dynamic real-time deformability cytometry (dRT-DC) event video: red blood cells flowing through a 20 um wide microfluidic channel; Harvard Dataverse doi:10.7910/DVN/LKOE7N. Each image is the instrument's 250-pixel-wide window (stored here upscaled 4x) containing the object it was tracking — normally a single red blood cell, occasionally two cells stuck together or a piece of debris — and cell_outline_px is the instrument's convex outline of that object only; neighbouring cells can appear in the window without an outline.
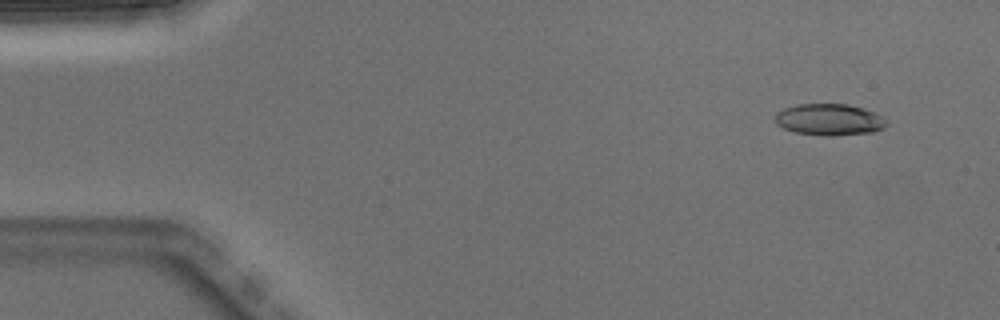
{"species": "Egyptian fruit bat (a non-hibernating species)", "species_latin": "Rousettus aegyptiacus", "temperature_condition": "warm", "stored_images_in_passage": 8, "camera_frame_rate_fps": 3000, "um_per_image_px": 0.085, "animal": {"sex": "male"}, "frame": {"image": 1, "passage_image": 2, "time_ms": 0.333, "image_size_px": [1000, 320], "cell_outline_px": [[888, 124], [884, 128], [872, 132], [796, 132], [784, 128], [776, 124], [776, 112], [784, 108], [796, 104], [848, 104], [864, 108], [876, 112], [884, 116], [888, 120]], "centroid_in_image_um": [70.54, 10.08], "position_along_channel_um": 14.5, "area_um2": 19.54}}
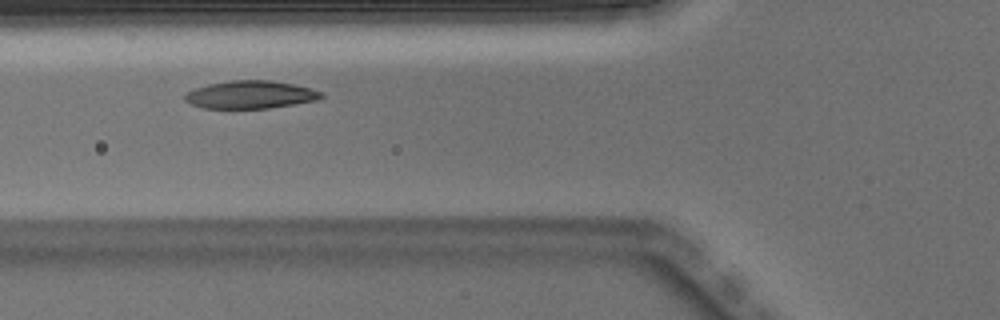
{"frame": {"image": 2, "passage_image": 7, "time_ms": 2.0, "image_size_px": [1000, 320], "cell_outline_px": [[324, 96], [316, 100], [268, 108], [204, 108], [192, 104], [184, 100], [184, 96], [188, 92], [196, 88], [208, 84], [232, 80], [272, 80], [312, 88], [324, 92]], "centroid_in_image_um": [21.31, 8.04], "position_along_channel_um": 104.5, "area_um2": 21.96}}
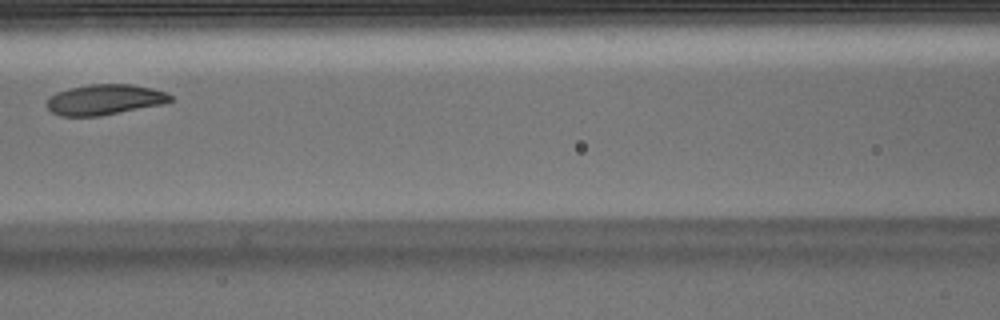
{"frame": {"image": 3, "passage_image": 8, "time_ms": 2.333, "image_size_px": [1000, 320], "cell_outline_px": [[172, 100], [160, 104], [100, 116], [60, 116], [52, 112], [48, 108], [48, 100], [56, 92], [68, 88], [92, 84], [132, 84], [152, 88], [164, 92], [172, 96]], "centroid_in_image_um": [8.87, 8.46], "position_along_channel_um": 157.7, "area_um2": 21.62}}